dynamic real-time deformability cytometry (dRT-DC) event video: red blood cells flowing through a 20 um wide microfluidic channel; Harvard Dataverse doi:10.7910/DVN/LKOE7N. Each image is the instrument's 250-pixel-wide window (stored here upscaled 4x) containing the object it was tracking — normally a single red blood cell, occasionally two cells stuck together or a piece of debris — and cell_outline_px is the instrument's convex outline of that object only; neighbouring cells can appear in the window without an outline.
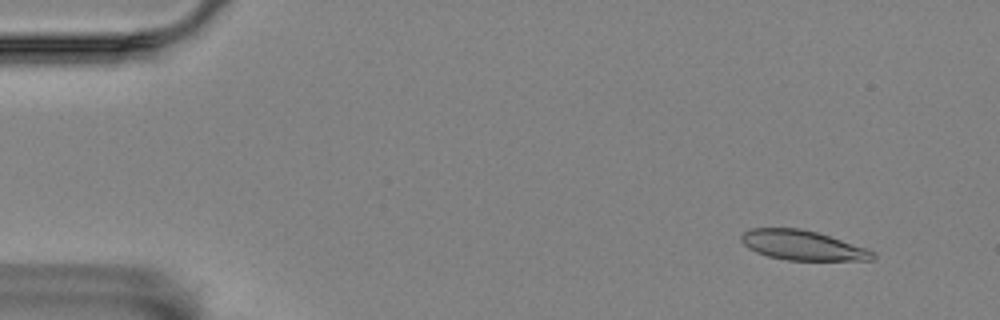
{"species": "Egyptian fruit bat (a non-hibernating species)", "species_latin": "Rousettus aegyptiacus", "temperature_condition": "room temperature", "stored_images_in_passage": 54, "camera_frame_rate_fps": 3000, "um_per_image_px": 0.085, "animal": {"sex": "female"}, "frame": {"image": 1, "passage_image": 4, "time_ms": 1.0, "image_size_px": [1000, 320], "cell_outline_px": [[876, 256], [872, 260], [788, 260], [768, 256], [756, 252], [748, 248], [740, 240], [740, 236], [748, 228], [800, 228], [816, 232], [864, 248], [872, 252]], "centroid_in_image_um": [68.13, 20.84], "position_along_channel_um": 16.9, "area_um2": 22.43}}
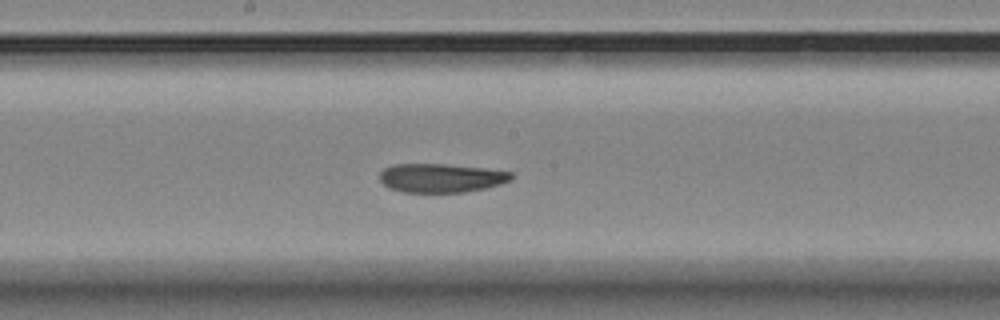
{"frame": {"image": 2, "passage_image": 29, "time_ms": 9.333, "image_size_px": [1000, 320], "cell_outline_px": [[516, 176], [512, 180], [500, 184], [484, 188], [464, 192], [404, 192], [388, 188], [380, 180], [380, 172], [384, 168], [392, 164], [444, 164], [484, 168], [512, 172]], "centroid_in_image_um": [37.5, 15.12], "position_along_channel_um": 210.7, "area_um2": 22.2}}
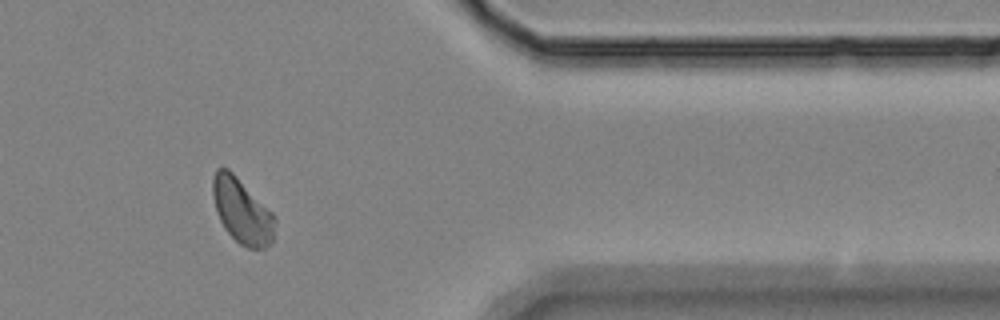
{"frame": {"image": 3, "passage_image": 46, "time_ms": 15.0, "image_size_px": [1000, 320], "cell_outline_px": [[276, 220], [272, 240], [264, 248], [248, 248], [240, 244], [224, 228], [216, 212], [212, 196], [212, 180], [216, 168], [228, 168], [276, 216]], "centroid_in_image_um": [20.55, 17.92], "position_along_channel_um": 390.9, "area_um2": 23.35}}